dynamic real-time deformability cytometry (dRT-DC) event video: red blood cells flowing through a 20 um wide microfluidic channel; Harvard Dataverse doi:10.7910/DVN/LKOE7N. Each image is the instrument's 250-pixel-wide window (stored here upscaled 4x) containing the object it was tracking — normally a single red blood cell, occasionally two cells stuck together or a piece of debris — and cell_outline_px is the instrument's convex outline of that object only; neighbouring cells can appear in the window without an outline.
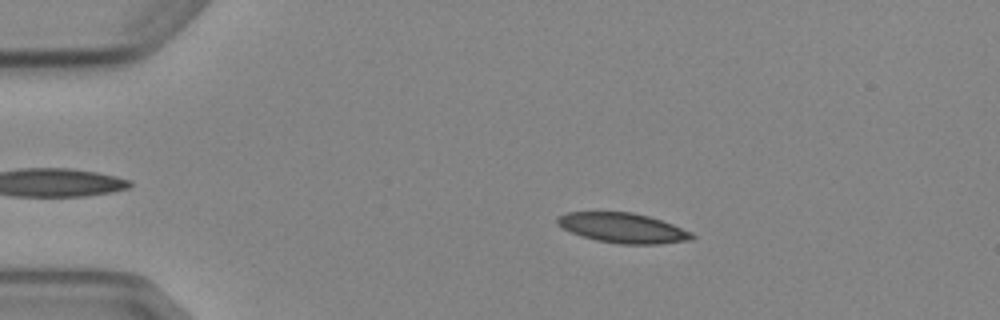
{"species": "Egyptian fruit bat (a non-hibernating species)", "species_latin": "Rousettus aegyptiacus", "temperature_condition": "cold", "stored_images_in_passage": 6, "camera_frame_rate_fps": 3000, "um_per_image_px": 0.085, "animal": {"sex": "female"}, "frame": {"image": 1, "passage_image": 2, "time_ms": 1.333, "image_size_px": [1000, 320], "cell_outline_px": [[696, 236], [692, 240], [656, 244], [620, 244], [596, 240], [572, 232], [556, 224], [556, 216], [568, 212], [632, 212], [648, 216], [672, 224], [692, 232]], "centroid_in_image_um": [52.95, 19.37], "position_along_channel_um": 32.1, "area_um2": 23.35}}
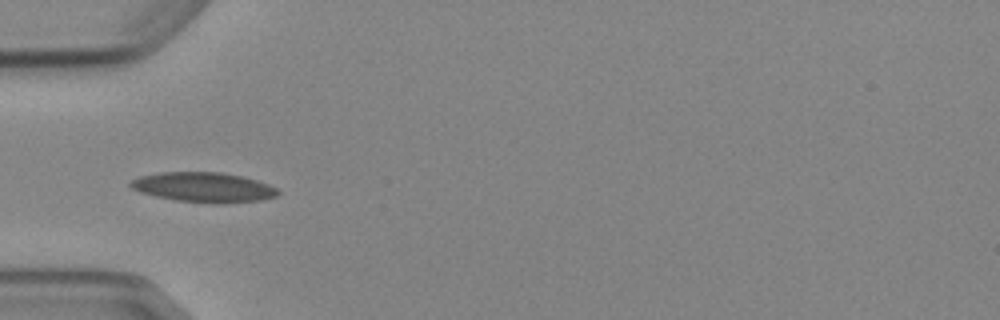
{"frame": {"image": 2, "passage_image": 4, "time_ms": 3.667, "image_size_px": [1000, 320], "cell_outline_px": [[280, 192], [276, 196], [260, 200], [224, 204], [212, 204], [176, 200], [156, 196], [140, 192], [132, 188], [128, 184], [132, 180], [140, 176], [160, 172], [220, 172], [240, 176], [256, 180], [268, 184], [276, 188]], "centroid_in_image_um": [17.31, 15.92], "position_along_channel_um": 67.7, "area_um2": 25.66}}
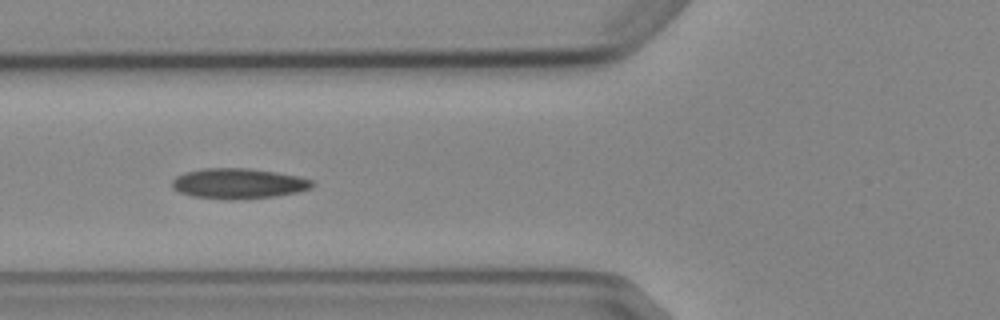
{"frame": {"image": 3, "passage_image": 5, "time_ms": 4.667, "image_size_px": [1000, 320], "cell_outline_px": [[316, 184], [312, 188], [296, 192], [276, 196], [232, 200], [224, 200], [192, 196], [180, 192], [172, 188], [172, 180], [176, 176], [184, 172], [204, 168], [248, 168], [276, 172], [300, 176], [312, 180]], "centroid_in_image_um": [20.27, 15.6], "position_along_channel_um": 105.5, "area_um2": 25.03}}